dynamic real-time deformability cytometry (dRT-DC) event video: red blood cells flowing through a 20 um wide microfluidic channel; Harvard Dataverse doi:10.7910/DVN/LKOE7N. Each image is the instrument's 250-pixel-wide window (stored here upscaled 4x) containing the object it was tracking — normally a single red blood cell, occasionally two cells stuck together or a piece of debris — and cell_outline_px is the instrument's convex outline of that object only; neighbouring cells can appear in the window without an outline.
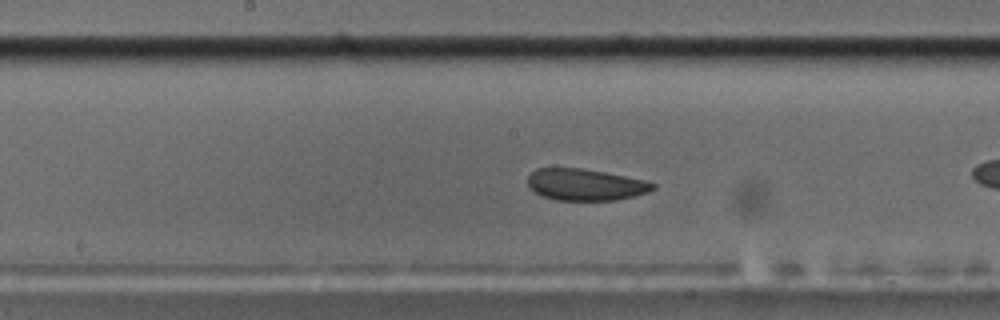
{"species": "common noctule bat (a hibernating species)", "species_latin": "Nyctalus noctula", "temperature_condition": "cold", "stored_images_in_passage": 41, "camera_frame_rate_fps": 3000, "um_per_image_px": 0.085, "animal": {"sex": "male", "body_mass_g": 17.5, "forearm_length_mm": 52.3}, "frame": {"image": 1, "passage_image": 12, "time_ms": 3.667, "image_size_px": [1000, 320], "cell_outline_px": [[656, 188], [648, 192], [616, 200], [556, 200], [540, 196], [528, 184], [528, 176], [536, 168], [580, 168], [604, 172], [644, 180], [656, 184]], "centroid_in_image_um": [49.75, 15.7], "position_along_channel_um": 198.5, "area_um2": 22.89}}